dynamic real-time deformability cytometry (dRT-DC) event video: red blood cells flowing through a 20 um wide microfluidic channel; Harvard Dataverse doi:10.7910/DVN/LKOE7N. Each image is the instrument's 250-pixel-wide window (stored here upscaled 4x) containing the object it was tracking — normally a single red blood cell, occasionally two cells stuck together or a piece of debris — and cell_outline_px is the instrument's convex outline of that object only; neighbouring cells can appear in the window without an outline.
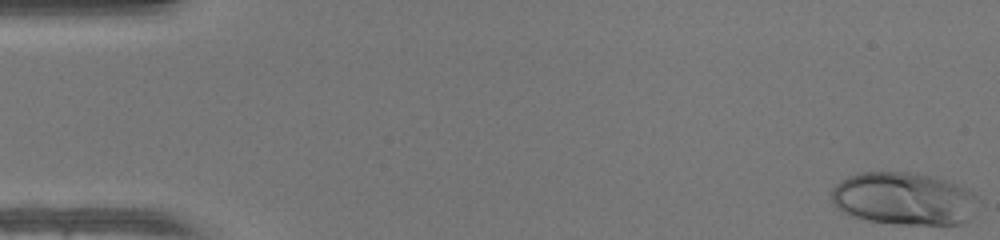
{"species": "human", "species_latin": "Homo sapiens", "temperature_condition": "warm", "stored_images_in_passage": 49, "camera_frame_rate_fps": 3000, "um_per_image_px": 0.085, "donor": {"sex": "female"}, "frame": {"image": 1, "passage_image": 1, "time_ms": 0.0, "image_size_px": [1000, 240], "cell_outline_px": [[980, 200], [968, 220], [960, 224], [896, 224], [868, 220], [852, 216], [840, 212], [836, 208], [832, 200], [832, 188], [840, 180], [848, 176], [860, 172], [916, 172], [932, 176], [968, 188]], "centroid_in_image_um": [76.81, 16.88], "position_along_channel_um": 8.2, "area_um2": 45.37}}
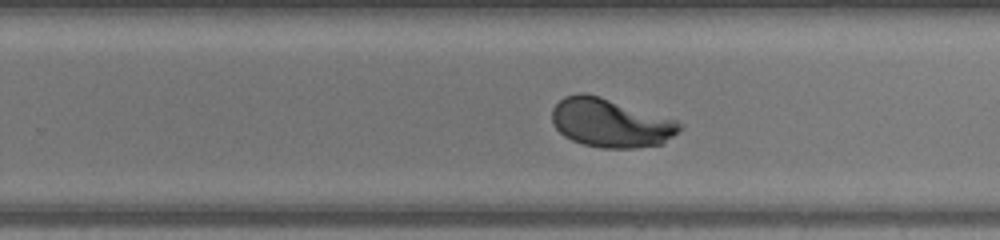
{"frame": {"image": 2, "passage_image": 31, "time_ms": 10.0, "image_size_px": [1000, 240], "cell_outline_px": [[684, 124], [664, 144], [636, 148], [600, 148], [584, 144], [572, 140], [564, 136], [552, 124], [552, 108], [564, 96], [576, 92], [584, 92], [600, 96], [676, 120]], "centroid_in_image_um": [51.87, 10.44], "position_along_channel_um": 277.9, "area_um2": 36.3}}
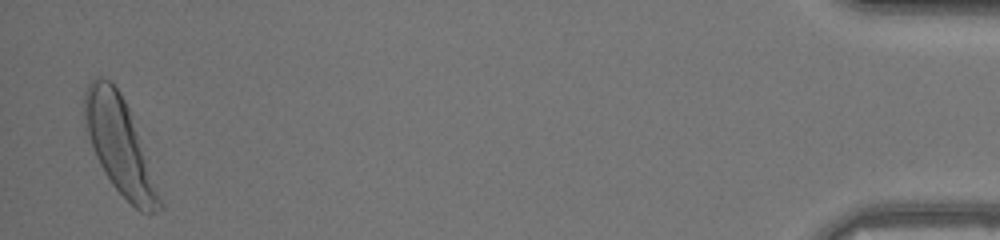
{"frame": {"image": 3, "passage_image": 48, "time_ms": 15.667, "image_size_px": [1000, 240], "cell_outline_px": [[164, 208], [152, 212], [140, 212], [112, 184], [104, 172], [92, 148], [88, 136], [84, 120], [84, 88], [96, 76], [100, 76], [108, 80], [120, 92], [128, 108], [164, 204]], "centroid_in_image_um": [10.14, 12.37], "position_along_channel_um": 425.1, "area_um2": 40.98}, "authors_computed_cell_mechanics": {"area_um2": 37.1076, "velocity_mm_per_s": 4.2338, "shape_relaxation_time_tau1_ms": 2.8688, "shape_relaxation_time_tau2_ms": null, "deformation_change_tau1": 0.1941, "deformation_change_tau2": null}}